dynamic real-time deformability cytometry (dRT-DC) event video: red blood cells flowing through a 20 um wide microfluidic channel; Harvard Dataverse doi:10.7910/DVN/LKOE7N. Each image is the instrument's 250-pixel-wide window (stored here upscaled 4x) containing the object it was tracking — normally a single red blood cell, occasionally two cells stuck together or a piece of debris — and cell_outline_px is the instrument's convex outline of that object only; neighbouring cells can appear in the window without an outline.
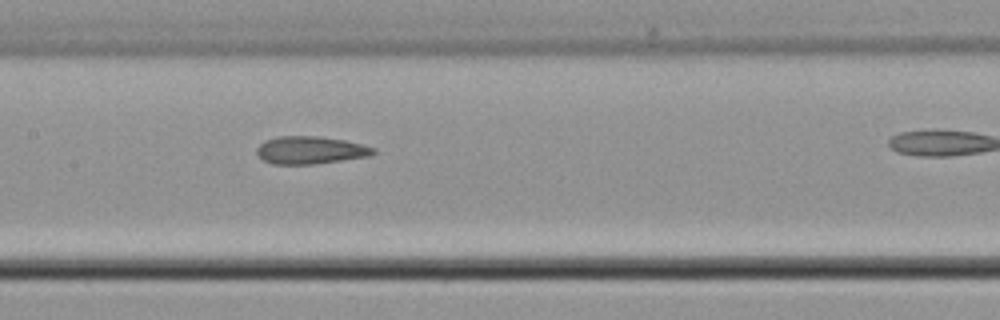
{"species": "common noctule bat (a hibernating species)", "species_latin": "Nyctalus noctula", "temperature_condition": "cold", "stored_images_in_passage": 8, "camera_frame_rate_fps": 3000, "um_per_image_px": 0.085, "animal": {"sex": "male", "body_mass_g": 21.5, "forearm_length_mm": 52.0}, "frame": {"image": 1, "passage_image": 7, "time_ms": 8.333, "image_size_px": [1000, 320], "cell_outline_px": [[376, 152], [372, 156], [316, 164], [272, 164], [260, 160], [256, 152], [256, 148], [264, 140], [276, 136], [316, 136], [344, 140], [376, 148]], "centroid_in_image_um": [26.35, 12.77], "position_along_channel_um": 181.0, "area_um2": 19.07}}